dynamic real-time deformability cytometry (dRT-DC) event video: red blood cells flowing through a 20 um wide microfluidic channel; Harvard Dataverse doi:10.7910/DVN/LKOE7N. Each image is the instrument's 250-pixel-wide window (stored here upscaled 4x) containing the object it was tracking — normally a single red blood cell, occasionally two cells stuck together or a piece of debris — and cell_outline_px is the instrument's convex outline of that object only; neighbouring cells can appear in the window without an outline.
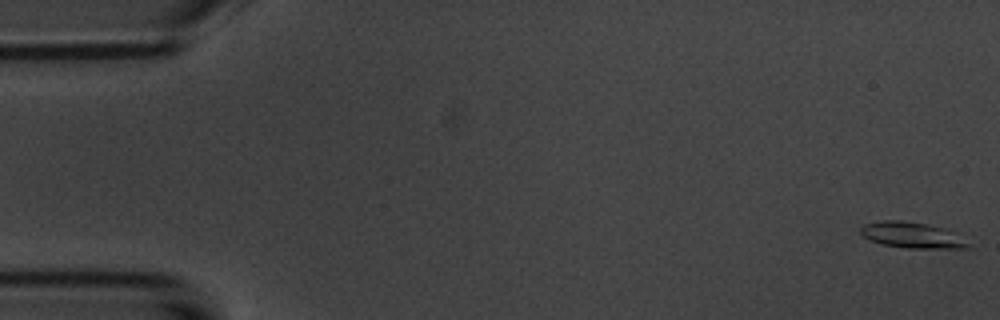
{"species": "common noctule bat (a hibernating species)", "species_latin": "Nyctalus noctula", "temperature_condition": "room temperature", "stored_images_in_passage": 6, "camera_frame_rate_fps": 3000, "um_per_image_px": 0.085, "animal": {"sex": "male", "body_mass_g": 20.1, "forearm_length_mm": 53.5}, "frame": {"image": 1, "passage_image": 1, "time_ms": 0.0, "image_size_px": [1000, 320], "cell_outline_px": [[972, 248], [908, 248], [880, 244], [868, 240], [860, 236], [860, 228], [864, 224], [884, 220], [900, 220], [928, 224], [960, 232]], "centroid_in_image_um": [77.55, 19.98], "position_along_channel_um": 7.4, "area_um2": 16.7}}
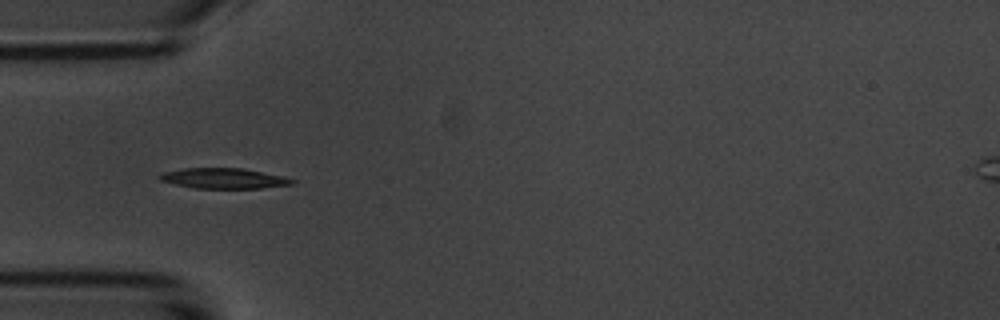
{"frame": {"image": 2, "passage_image": 5, "time_ms": 5.333, "image_size_px": [1000, 320], "cell_outline_px": [[296, 180], [292, 184], [260, 188], [192, 188], [160, 180], [156, 176], [164, 172], [184, 168], [244, 168], [284, 176]], "centroid_in_image_um": [19.02, 15.15], "position_along_channel_um": 66.0, "area_um2": 15.72}}